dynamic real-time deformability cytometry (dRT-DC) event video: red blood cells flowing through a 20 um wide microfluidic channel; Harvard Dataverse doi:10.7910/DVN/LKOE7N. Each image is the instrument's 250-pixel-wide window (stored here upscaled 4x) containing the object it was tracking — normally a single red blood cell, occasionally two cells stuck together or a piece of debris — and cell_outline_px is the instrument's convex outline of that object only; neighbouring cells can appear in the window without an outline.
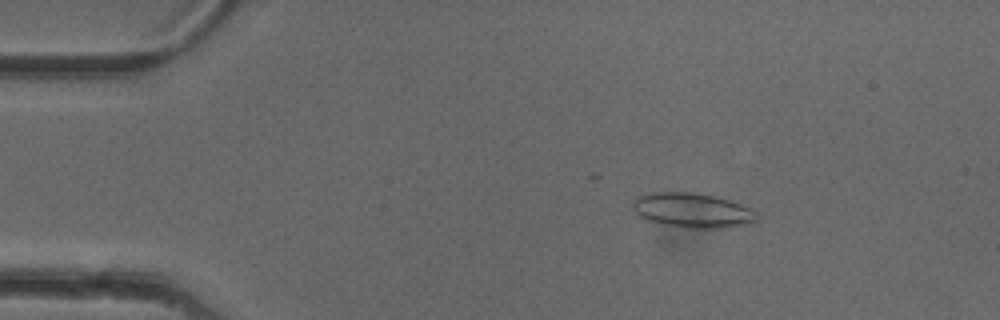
{"species": "common noctule bat (a hibernating species)", "species_latin": "Nyctalus noctula", "temperature_condition": "cold", "stored_images_in_passage": 27, "camera_frame_rate_fps": 3000, "um_per_image_px": 0.085, "animal": {"sex": "female"}, "frame": {"image": 1, "passage_image": 8, "time_ms": 2.333, "image_size_px": [1000, 320], "cell_outline_px": [[756, 220], [752, 224], [720, 228], [684, 228], [664, 224], [648, 220], [640, 216], [632, 208], [632, 200], [640, 196], [652, 192], [688, 192], [716, 196], [740, 204], [748, 208], [756, 216]], "centroid_in_image_um": [58.82, 17.88], "position_along_channel_um": 26.2, "area_um2": 24.85}}
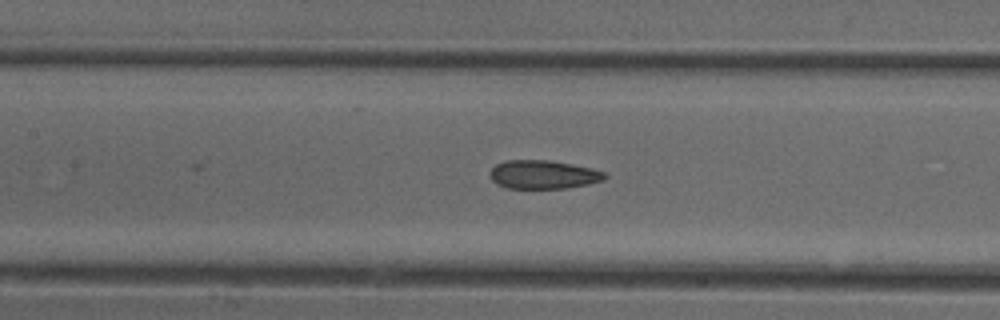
{"frame": {"image": 2, "passage_image": 23, "time_ms": 7.333, "image_size_px": [1000, 320], "cell_outline_px": [[608, 176], [604, 180], [588, 184], [568, 188], [508, 188], [496, 184], [492, 180], [488, 172], [496, 164], [504, 160], [552, 160], [592, 168], [604, 172]], "centroid_in_image_um": [46.17, 14.83], "position_along_channel_um": 161.2, "area_um2": 19.31}}
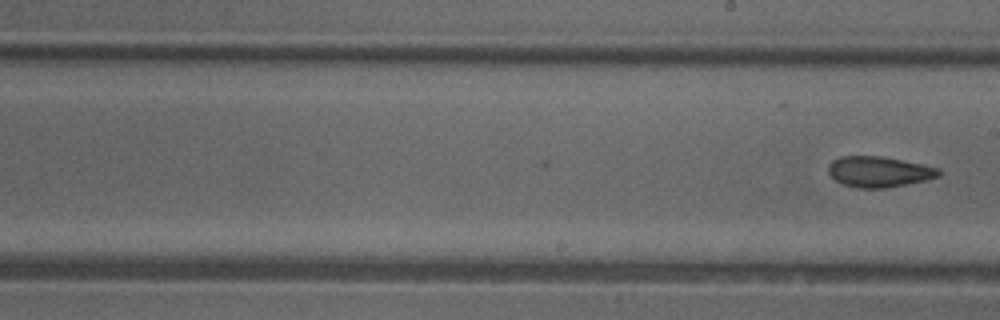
{"frame": {"image": 3, "passage_image": 27, "time_ms": 8.667, "image_size_px": [1000, 320], "cell_outline_px": [[940, 176], [924, 180], [884, 188], [856, 188], [844, 184], [836, 180], [828, 172], [828, 164], [832, 160], [840, 156], [880, 156], [940, 168]], "centroid_in_image_um": [74.67, 14.59], "position_along_channel_um": 214.3, "area_um2": 19.48}}